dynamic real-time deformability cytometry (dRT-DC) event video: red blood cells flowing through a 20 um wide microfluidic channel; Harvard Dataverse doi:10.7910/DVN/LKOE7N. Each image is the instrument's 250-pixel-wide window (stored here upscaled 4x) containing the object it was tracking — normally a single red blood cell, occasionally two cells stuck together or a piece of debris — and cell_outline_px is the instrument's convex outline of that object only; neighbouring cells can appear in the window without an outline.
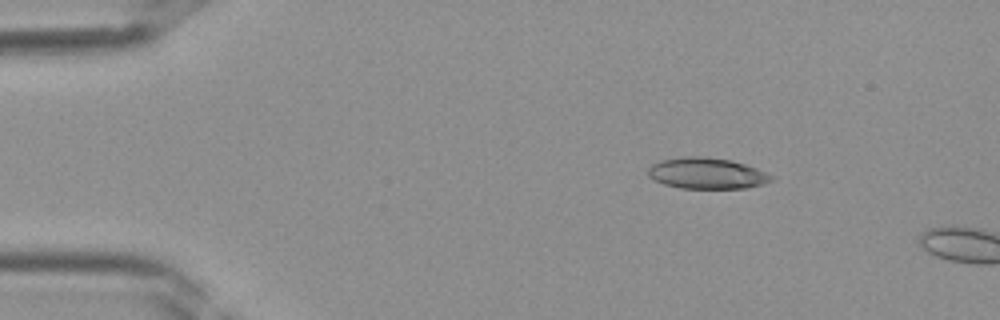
{"species": "Egyptian fruit bat (a non-hibernating species)", "species_latin": "Rousettus aegyptiacus", "temperature_condition": "room temperature", "stored_images_in_passage": 4, "camera_frame_rate_fps": 3000, "um_per_image_px": 0.085, "frame": {"image": 1, "passage_image": 2, "time_ms": 0.333, "image_size_px": [1000, 320], "cell_outline_px": [[776, 180], [748, 188], [680, 188], [664, 184], [648, 176], [648, 168], [652, 164], [660, 160], [680, 156], [704, 156], [732, 160], [756, 168], [776, 176]], "centroid_in_image_um": [60.11, 14.72], "position_along_channel_um": 24.9, "area_um2": 22.6}}